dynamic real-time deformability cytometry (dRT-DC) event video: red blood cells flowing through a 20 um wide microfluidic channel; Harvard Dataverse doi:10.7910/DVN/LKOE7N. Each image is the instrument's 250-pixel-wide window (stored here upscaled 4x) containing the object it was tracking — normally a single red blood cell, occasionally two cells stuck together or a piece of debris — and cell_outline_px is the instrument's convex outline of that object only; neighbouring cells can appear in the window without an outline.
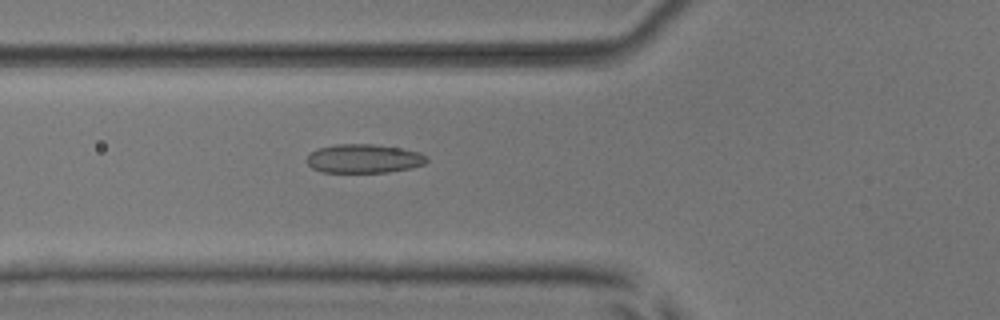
{"species": "common noctule bat (a hibernating species)", "species_latin": "Nyctalus noctula", "temperature_condition": "room temperature", "stored_images_in_passage": 53, "camera_frame_rate_fps": 3000, "um_per_image_px": 0.085, "animal": {"sex": "male", "body_mass_g": 17.9, "forearm_length_mm": 54.2}, "frame": {"image": 1, "passage_image": 20, "time_ms": 6.333, "image_size_px": [1000, 320], "cell_outline_px": [[428, 160], [424, 164], [412, 168], [388, 172], [320, 172], [312, 168], [304, 160], [312, 152], [320, 148], [336, 144], [372, 144], [400, 148], [420, 152], [428, 156]], "centroid_in_image_um": [30.94, 13.49], "position_along_channel_um": 94.9, "area_um2": 20.23}}
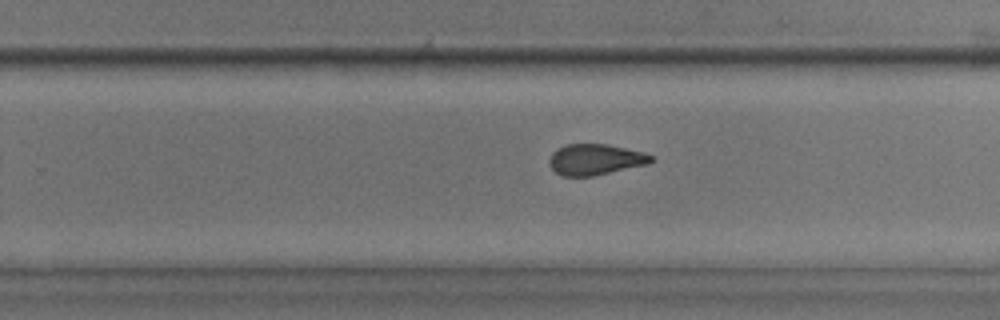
{"frame": {"image": 2, "passage_image": 34, "time_ms": 11.0, "image_size_px": [1000, 320], "cell_outline_px": [[656, 160], [648, 164], [592, 176], [564, 176], [556, 172], [548, 164], [548, 160], [552, 152], [556, 148], [564, 144], [608, 144], [644, 152], [652, 156]], "centroid_in_image_um": [50.59, 13.54], "position_along_channel_um": 279.2, "area_um2": 18.5}}
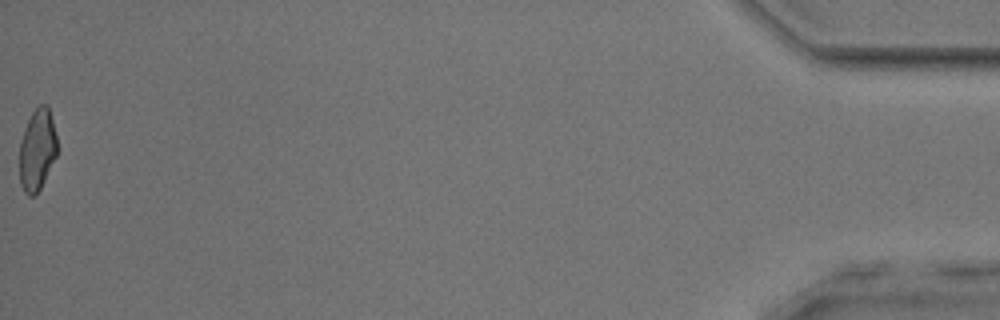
{"frame": {"image": 3, "passage_image": 53, "time_ms": 17.333, "image_size_px": [1000, 320], "cell_outline_px": [[56, 156], [36, 196], [28, 196], [24, 192], [20, 184], [20, 140], [24, 128], [32, 112], [40, 104], [48, 104], [56, 136]], "centroid_in_image_um": [3.14, 12.74], "position_along_channel_um": 432.1, "area_um2": 17.8}, "authors_computed_cell_mechanics": {"area_um2": 19.4208, "velocity_mm_per_s": 3.9544, "shape_relaxation_time_tau1_ms": 7.0203, "shape_relaxation_time_tau2_ms": 1.6223, "deformation_change_tau1": 0.1485, "deformation_change_tau2": 0.0786}}